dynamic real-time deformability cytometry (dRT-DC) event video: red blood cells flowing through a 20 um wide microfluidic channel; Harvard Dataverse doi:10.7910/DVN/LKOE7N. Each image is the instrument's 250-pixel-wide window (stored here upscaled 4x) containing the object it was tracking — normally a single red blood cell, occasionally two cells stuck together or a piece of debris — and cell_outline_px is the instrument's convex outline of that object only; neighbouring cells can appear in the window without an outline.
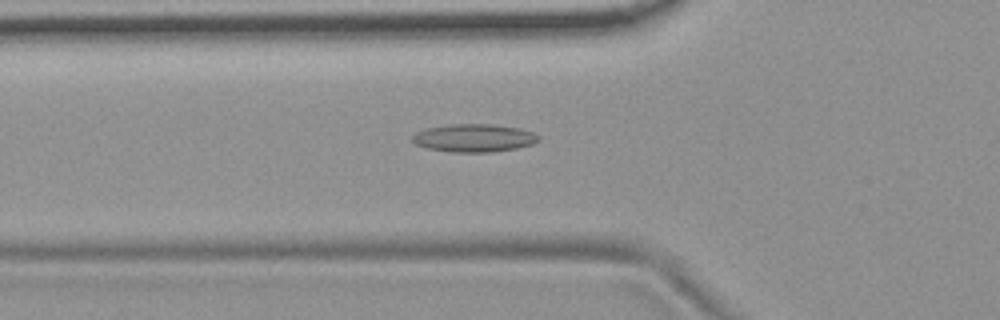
{"species": "common noctule bat (a hibernating species)", "species_latin": "Nyctalus noctula", "temperature_condition": "room temperature", "stored_images_in_passage": 37, "camera_frame_rate_fps": 3000, "um_per_image_px": 0.085, "animal": {"sex": "female", "body_mass_g": 19.9}, "frame": {"image": 1, "passage_image": 2, "time_ms": 0.333, "image_size_px": [1000, 320], "cell_outline_px": [[540, 140], [532, 144], [516, 148], [492, 152], [452, 152], [428, 148], [416, 144], [412, 140], [412, 136], [416, 132], [428, 128], [448, 124], [492, 124], [520, 128], [532, 132], [540, 136]], "centroid_in_image_um": [40.31, 11.72], "position_along_channel_um": 85.5, "area_um2": 20.52}}
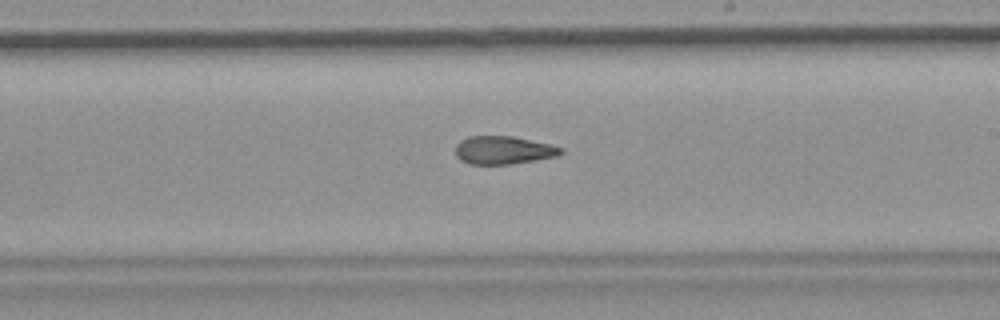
{"frame": {"image": 2, "passage_image": 15, "time_ms": 4.667, "image_size_px": [1000, 320], "cell_outline_px": [[564, 152], [556, 156], [536, 160], [512, 164], [468, 164], [460, 160], [456, 156], [456, 144], [460, 140], [468, 136], [512, 136], [552, 144], [564, 148]], "centroid_in_image_um": [42.8, 12.76], "position_along_channel_um": 246.2, "area_um2": 17.46}}
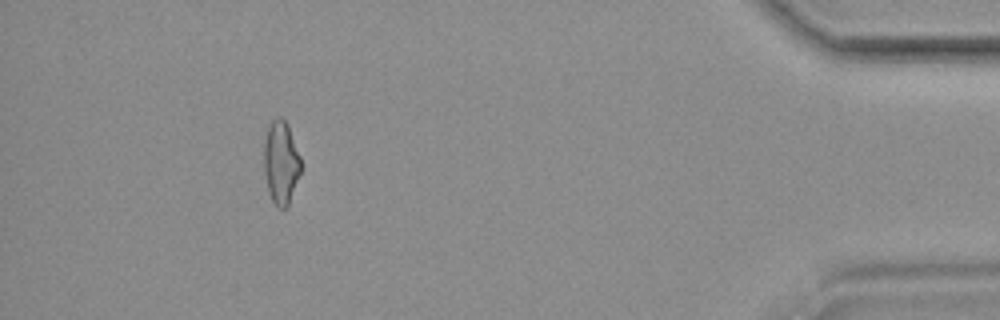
{"frame": {"image": 3, "passage_image": 33, "time_ms": 10.667, "image_size_px": [1000, 320], "cell_outline_px": [[300, 172], [288, 208], [280, 208], [272, 200], [268, 192], [264, 172], [264, 140], [268, 128], [272, 120], [276, 116], [280, 116], [288, 124], [300, 156]], "centroid_in_image_um": [23.87, 13.8], "position_along_channel_um": 411.3, "area_um2": 17.92}}